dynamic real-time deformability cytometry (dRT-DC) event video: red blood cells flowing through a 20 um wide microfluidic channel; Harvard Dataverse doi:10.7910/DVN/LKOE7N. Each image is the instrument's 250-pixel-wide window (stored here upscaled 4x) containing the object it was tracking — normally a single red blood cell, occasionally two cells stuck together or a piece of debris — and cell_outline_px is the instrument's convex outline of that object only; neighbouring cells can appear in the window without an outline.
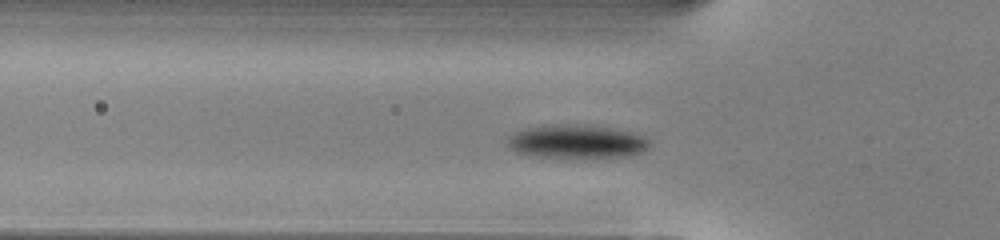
{"species": "common noctule bat (a hibernating species)", "species_latin": "Nyctalus noctula", "temperature_condition": "warm", "stored_images_in_passage": 46, "camera_frame_rate_fps": 3000, "um_per_image_px": 0.085, "animal": {"sex": "male", "body_mass_g": 13.0, "forearm_length_mm": 53.1}, "frame": {"image": 1, "passage_image": 11, "time_ms": 3.333, "image_size_px": [1000, 240], "cell_outline_px": [[652, 144], [644, 152], [628, 156], [584, 160], [528, 156], [516, 152], [508, 148], [508, 136], [516, 132], [528, 128], [552, 124], [576, 124], [608, 128], [632, 132], [644, 136]], "centroid_in_image_um": [49.03, 12.09], "position_along_channel_um": 76.8, "area_um2": 28.78}}
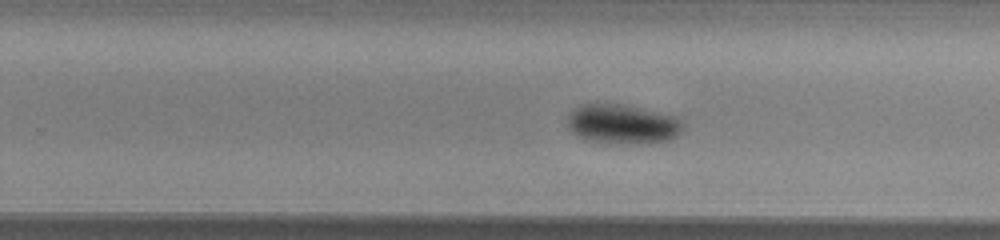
{"frame": {"image": 2, "passage_image": 26, "time_ms": 8.333, "image_size_px": [1000, 240], "cell_outline_px": [[684, 124], [680, 132], [676, 136], [668, 140], [636, 144], [628, 144], [584, 140], [568, 128], [568, 112], [580, 104], [620, 104], [676, 116]], "centroid_in_image_um": [52.88, 10.55], "position_along_channel_um": 276.9, "area_um2": 26.47}}
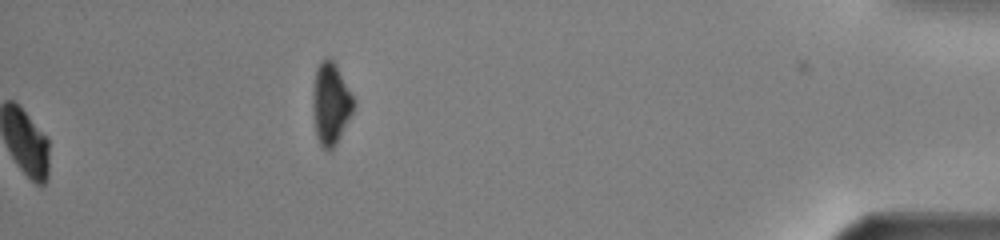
{"frame": {"image": 3, "passage_image": 46, "time_ms": 15.0, "image_size_px": [1000, 240], "cell_outline_px": [[356, 104], [336, 144], [328, 152], [320, 144], [316, 136], [312, 108], [312, 100], [316, 68], [324, 60], [332, 60], [336, 64], [356, 100]], "centroid_in_image_um": [28.12, 8.83], "position_along_channel_um": 407.1, "area_um2": 19.36}, "authors_computed_cell_mechanics": {"area_um2": 24.9696, "velocity_mm_per_s": 4.0067, "shape_relaxation_time_tau1_ms": 2.4553, "shape_relaxation_time_tau2_ms": null, "deformation_change_tau1": 0.0946, "deformation_change_tau2": null}}